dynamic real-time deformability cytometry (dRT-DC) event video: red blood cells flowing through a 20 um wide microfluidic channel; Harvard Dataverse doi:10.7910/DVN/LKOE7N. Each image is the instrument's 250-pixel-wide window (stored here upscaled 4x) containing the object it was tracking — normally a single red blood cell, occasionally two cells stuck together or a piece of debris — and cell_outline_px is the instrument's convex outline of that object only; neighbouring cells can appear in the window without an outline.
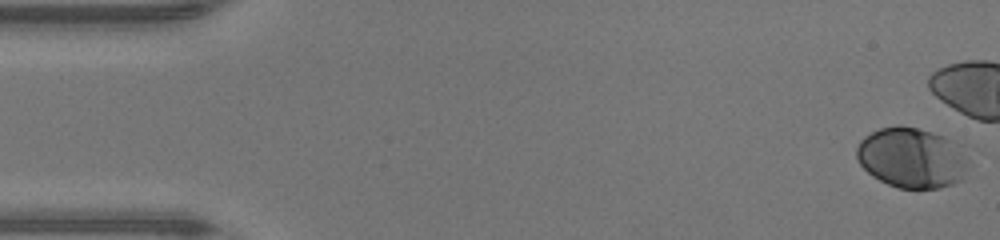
{"species": "human", "species_latin": "Homo sapiens", "temperature_condition": "warm", "stored_images_in_passage": 20, "camera_frame_rate_fps": 3000, "um_per_image_px": 0.085, "donor": {"sex": "male"}, "frame": {"image": 1, "passage_image": 1, "time_ms": 0.0, "image_size_px": [1000, 240], "cell_outline_px": [[972, 156], [964, 180], [940, 188], [900, 188], [888, 184], [872, 176], [860, 164], [856, 156], [856, 148], [860, 140], [864, 136], [880, 128], [896, 124], [900, 124], [932, 132], [944, 136], [964, 144], [972, 152]], "centroid_in_image_um": [77.62, 13.39], "position_along_channel_um": 7.4, "area_um2": 40.69}}